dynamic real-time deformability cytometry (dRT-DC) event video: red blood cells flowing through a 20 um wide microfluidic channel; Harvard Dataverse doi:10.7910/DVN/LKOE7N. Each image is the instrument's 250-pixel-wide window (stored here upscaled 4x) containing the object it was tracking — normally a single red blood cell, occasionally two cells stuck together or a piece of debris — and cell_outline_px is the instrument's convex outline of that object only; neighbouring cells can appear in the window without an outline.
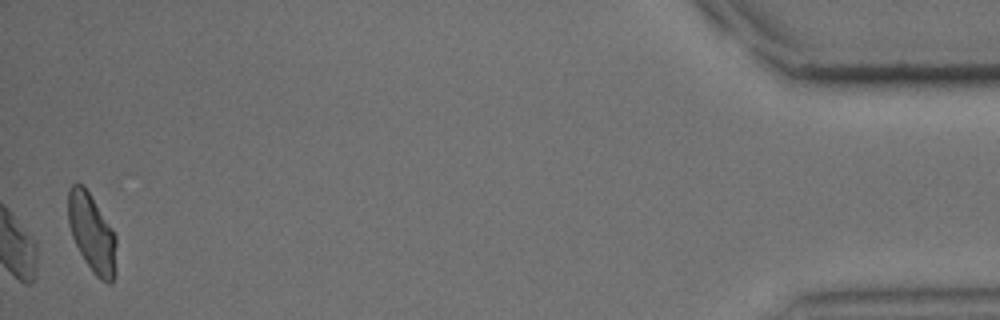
{"species": "common noctule bat (a hibernating species)", "species_latin": "Nyctalus noctula", "temperature_condition": "cold", "stored_images_in_passage": 48, "camera_frame_rate_fps": 3000, "um_per_image_px": 0.085, "animal": {"sex": "male", "body_mass_g": 15.6}, "frame": {"image": 1, "passage_image": 48, "time_ms": 15.667, "image_size_px": [1000, 320], "cell_outline_px": [[116, 272], [112, 284], [108, 284], [100, 280], [92, 272], [84, 260], [72, 236], [68, 224], [68, 188], [72, 184], [84, 184], [112, 228], [116, 236]], "centroid_in_image_um": [7.83, 19.83], "position_along_channel_um": 427.4, "area_um2": 22.31}, "authors_computed_cell_mechanics": {"area_um2": 18.8717, "velocity_mm_per_s": 4.0938, "shape_relaxation_time_tau1_ms": 2.0568, "shape_relaxation_time_tau2_ms": null, "deformation_change_tau1": 0.0742, "deformation_change_tau2": null}}